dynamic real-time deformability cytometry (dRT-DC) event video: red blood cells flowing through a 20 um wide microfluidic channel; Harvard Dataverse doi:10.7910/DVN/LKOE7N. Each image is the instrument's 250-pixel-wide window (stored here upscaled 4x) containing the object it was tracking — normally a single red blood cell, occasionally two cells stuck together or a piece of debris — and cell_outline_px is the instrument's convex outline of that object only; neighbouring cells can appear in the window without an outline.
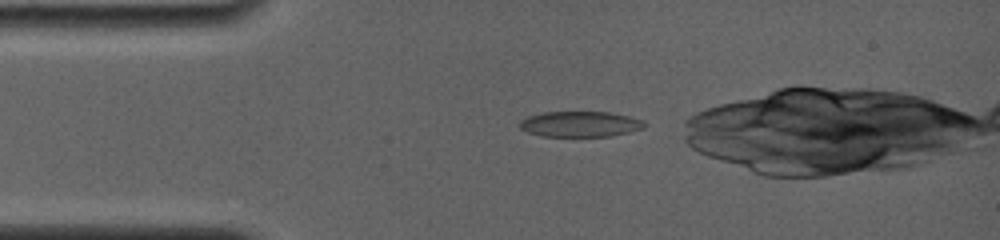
{"species": "common noctule bat (a hibernating species)", "species_latin": "Nyctalus noctula", "temperature_condition": "room temperature", "stored_images_in_passage": 4, "camera_frame_rate_fps": 4000, "um_per_image_px": 0.085, "animal": {"sex": "female", "body_mass_g": 19.0, "forearm_length_mm": 56.7}, "frame": {"image": 1, "passage_image": 1, "time_ms": 0.0, "image_size_px": [1000, 240], "cell_outline_px": [[648, 124], [644, 128], [628, 132], [608, 136], [540, 136], [528, 132], [520, 128], [520, 120], [528, 116], [544, 112], [608, 112], [628, 116], [644, 120]], "centroid_in_image_um": [49.33, 10.54], "position_along_channel_um": 35.7, "area_um2": 18.55}}